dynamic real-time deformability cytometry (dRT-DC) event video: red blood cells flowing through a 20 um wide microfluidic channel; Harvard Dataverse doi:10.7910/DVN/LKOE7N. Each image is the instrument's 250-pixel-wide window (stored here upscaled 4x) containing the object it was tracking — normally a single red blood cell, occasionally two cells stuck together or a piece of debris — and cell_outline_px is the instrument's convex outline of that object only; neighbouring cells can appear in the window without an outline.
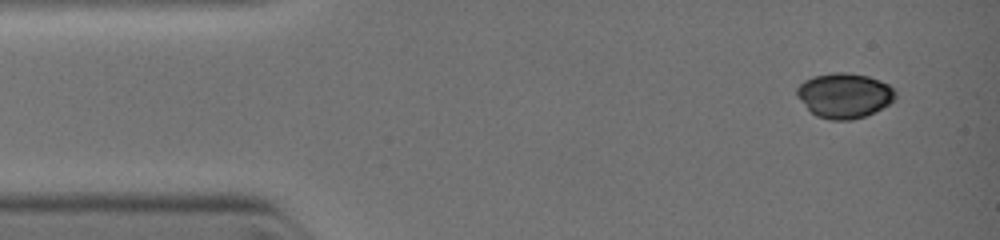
{"species": "common noctule bat (a hibernating species)", "species_latin": "Nyctalus noctula", "temperature_condition": "warm", "stored_images_in_passage": 5, "camera_frame_rate_fps": 3000, "um_per_image_px": 0.085, "animal": {"sex": "female", "body_mass_g": 19.0, "forearm_length_mm": 51.5}, "frame": {"image": 1, "passage_image": 1, "time_ms": 0.0, "image_size_px": [1000, 240], "cell_outline_px": [[896, 96], [888, 104], [864, 116], [852, 120], [832, 120], [816, 116], [796, 96], [796, 88], [804, 80], [812, 76], [832, 72], [848, 72], [868, 76], [880, 80], [888, 84], [896, 92]], "centroid_in_image_um": [71.74, 8.09], "position_along_channel_um": 13.3, "area_um2": 25.72}}